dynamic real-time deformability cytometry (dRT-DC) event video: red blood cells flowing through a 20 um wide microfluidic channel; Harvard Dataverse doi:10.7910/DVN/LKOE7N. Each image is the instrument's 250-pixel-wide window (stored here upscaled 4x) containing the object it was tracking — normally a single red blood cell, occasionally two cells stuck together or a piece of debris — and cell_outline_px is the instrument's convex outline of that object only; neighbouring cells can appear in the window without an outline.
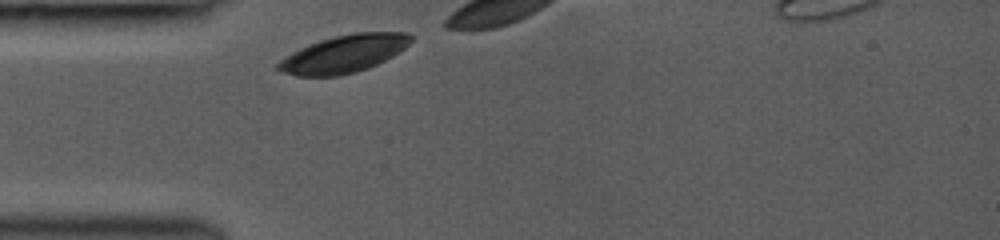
{"species": "common noctule bat (a hibernating species)", "species_latin": "Nyctalus noctula", "temperature_condition": "room temperature", "stored_images_in_passage": 5, "camera_frame_rate_fps": 3000, "um_per_image_px": 0.085, "animal": {"sex": "female", "body_mass_g": 19.0, "forearm_length_mm": 53.3}, "frame": {"image": 1, "passage_image": 1, "time_ms": 0.0, "image_size_px": [1000, 240], "cell_outline_px": [[412, 40], [404, 48], [392, 56], [368, 68], [356, 72], [336, 76], [296, 76], [284, 72], [276, 68], [276, 64], [284, 56], [308, 44], [332, 36], [356, 32], [408, 32], [412, 36]], "centroid_in_image_um": [29.21, 4.57], "position_along_channel_um": 55.8, "area_um2": 29.02}}